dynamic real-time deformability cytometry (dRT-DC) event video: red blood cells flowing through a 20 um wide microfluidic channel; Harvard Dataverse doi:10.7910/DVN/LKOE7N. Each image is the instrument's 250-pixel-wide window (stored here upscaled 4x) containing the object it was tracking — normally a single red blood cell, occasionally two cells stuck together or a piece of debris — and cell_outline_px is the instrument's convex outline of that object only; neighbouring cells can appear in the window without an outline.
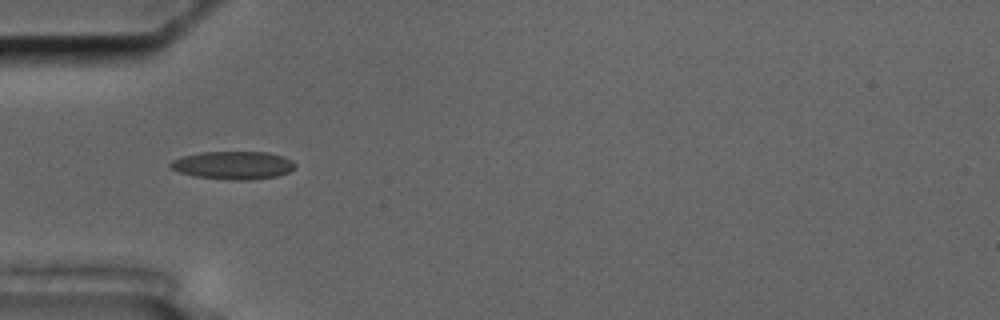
{"species": "common noctule bat (a hibernating species)", "species_latin": "Nyctalus noctula", "temperature_condition": "cold", "stored_images_in_passage": 39, "camera_frame_rate_fps": 3000, "um_per_image_px": 0.085, "animal": {"sex": "male", "body_mass_g": 17.5, "forearm_length_mm": 52.3}, "frame": {"image": 1, "passage_image": 1, "time_ms": 0.0, "image_size_px": [1000, 320], "cell_outline_px": [[296, 164], [288, 172], [276, 176], [248, 180], [232, 180], [196, 176], [180, 172], [172, 168], [168, 164], [172, 160], [180, 156], [200, 152], [268, 152], [284, 156], [292, 160]], "centroid_in_image_um": [19.81, 14.03], "position_along_channel_um": 65.2, "area_um2": 20.29}}
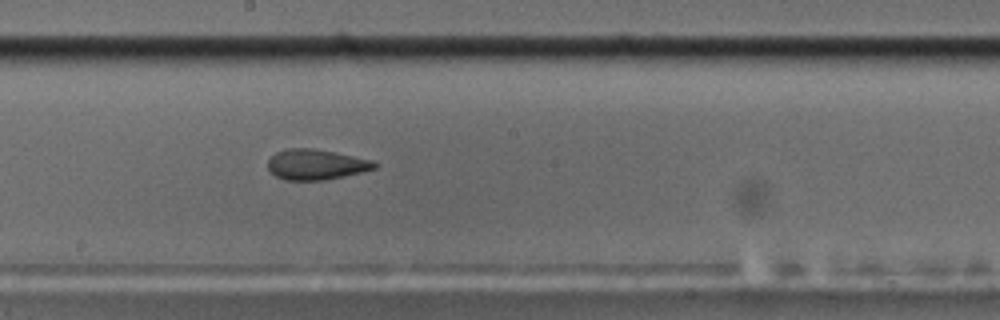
{"frame": {"image": 2, "passage_image": 14, "time_ms": 4.333, "image_size_px": [1000, 320], "cell_outline_px": [[380, 164], [376, 168], [344, 176], [324, 180], [284, 180], [276, 176], [268, 168], [268, 160], [276, 152], [288, 148], [312, 148], [336, 152], [376, 160]], "centroid_in_image_um": [26.91, 13.97], "position_along_channel_um": 221.3, "area_um2": 19.07}}
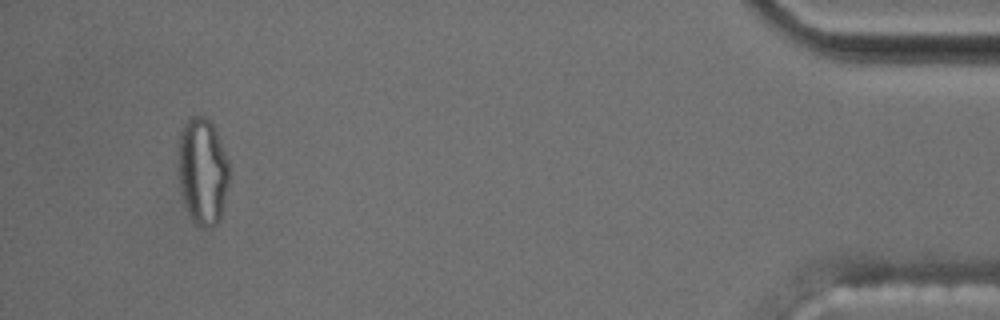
{"frame": {"image": 3, "passage_image": 36, "time_ms": 11.667, "image_size_px": [1000, 320], "cell_outline_px": [[232, 172], [220, 220], [216, 224], [208, 228], [204, 228], [196, 224], [188, 212], [184, 204], [180, 192], [180, 132], [188, 116], [204, 116], [212, 124], [216, 132], [228, 160]], "centroid_in_image_um": [17.26, 14.58], "position_along_channel_um": 417.9, "area_um2": 31.79}, "authors_computed_cell_mechanics": {"area_um2": 20.0566, "velocity_mm_per_s": 3.633, "shape_relaxation_time_tau1_ms": null, "shape_relaxation_time_tau2_ms": 2.3643, "deformation_change_tau1": null, "deformation_change_tau2": 0.0983}}